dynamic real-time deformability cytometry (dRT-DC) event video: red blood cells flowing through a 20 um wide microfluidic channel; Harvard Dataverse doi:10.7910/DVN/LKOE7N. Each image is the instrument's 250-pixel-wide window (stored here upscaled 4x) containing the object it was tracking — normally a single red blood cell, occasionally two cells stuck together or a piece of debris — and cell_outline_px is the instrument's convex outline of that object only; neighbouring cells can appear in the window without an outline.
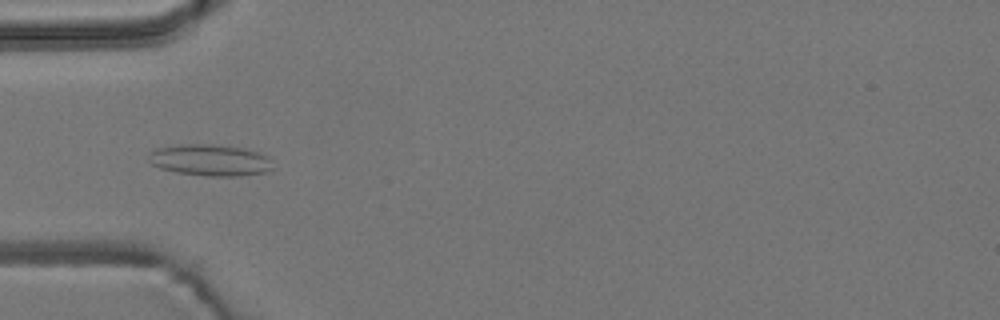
{"species": "common noctule bat (a hibernating species)", "species_latin": "Nyctalus noctula", "temperature_condition": "room temperature", "stored_images_in_passage": 2, "camera_frame_rate_fps": 3000, "um_per_image_px": 0.085, "animal": {"sex": "male", "body_mass_g": 19.2, "forearm_length_mm": 51.8}, "frame": {"image": 1, "passage_image": 1, "time_ms": 0.0, "image_size_px": [1000, 320], "cell_outline_px": [[276, 168], [272, 172], [240, 176], [208, 176], [176, 172], [160, 168], [152, 164], [148, 160], [152, 152], [156, 148], [180, 144], [212, 144], [244, 148], [268, 156]], "centroid_in_image_um": [17.94, 13.62], "position_along_channel_um": 67.1, "area_um2": 23.06}}